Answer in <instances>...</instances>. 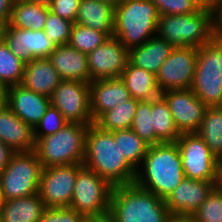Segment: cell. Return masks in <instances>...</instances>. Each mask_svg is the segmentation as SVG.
<instances>
[{"label": "cell", "mask_w": 222, "mask_h": 222, "mask_svg": "<svg viewBox=\"0 0 222 222\" xmlns=\"http://www.w3.org/2000/svg\"><path fill=\"white\" fill-rule=\"evenodd\" d=\"M83 165L113 187L135 182L136 170L126 161L111 131L91 123L86 133Z\"/></svg>", "instance_id": "6da1fadb"}, {"label": "cell", "mask_w": 222, "mask_h": 222, "mask_svg": "<svg viewBox=\"0 0 222 222\" xmlns=\"http://www.w3.org/2000/svg\"><path fill=\"white\" fill-rule=\"evenodd\" d=\"M184 178L177 143H160L149 146L134 183L165 200Z\"/></svg>", "instance_id": "7a4b0ae2"}, {"label": "cell", "mask_w": 222, "mask_h": 222, "mask_svg": "<svg viewBox=\"0 0 222 222\" xmlns=\"http://www.w3.org/2000/svg\"><path fill=\"white\" fill-rule=\"evenodd\" d=\"M109 217L112 222H167L171 214L164 199L132 183L113 188Z\"/></svg>", "instance_id": "3957f363"}, {"label": "cell", "mask_w": 222, "mask_h": 222, "mask_svg": "<svg viewBox=\"0 0 222 222\" xmlns=\"http://www.w3.org/2000/svg\"><path fill=\"white\" fill-rule=\"evenodd\" d=\"M218 34L215 13L199 9L195 13L161 15L157 25V36L174 48L200 47Z\"/></svg>", "instance_id": "277c9868"}, {"label": "cell", "mask_w": 222, "mask_h": 222, "mask_svg": "<svg viewBox=\"0 0 222 222\" xmlns=\"http://www.w3.org/2000/svg\"><path fill=\"white\" fill-rule=\"evenodd\" d=\"M158 20L151 0H123L114 9L113 36L130 50L157 35Z\"/></svg>", "instance_id": "5b68a950"}, {"label": "cell", "mask_w": 222, "mask_h": 222, "mask_svg": "<svg viewBox=\"0 0 222 222\" xmlns=\"http://www.w3.org/2000/svg\"><path fill=\"white\" fill-rule=\"evenodd\" d=\"M88 127L85 124L67 123L54 134L34 137V151L43 168L83 164Z\"/></svg>", "instance_id": "8992f818"}, {"label": "cell", "mask_w": 222, "mask_h": 222, "mask_svg": "<svg viewBox=\"0 0 222 222\" xmlns=\"http://www.w3.org/2000/svg\"><path fill=\"white\" fill-rule=\"evenodd\" d=\"M193 93L207 106L215 107L222 97V34L197 47Z\"/></svg>", "instance_id": "52a82bcc"}, {"label": "cell", "mask_w": 222, "mask_h": 222, "mask_svg": "<svg viewBox=\"0 0 222 222\" xmlns=\"http://www.w3.org/2000/svg\"><path fill=\"white\" fill-rule=\"evenodd\" d=\"M43 171L34 150L14 152L0 173V187L5 201L38 193Z\"/></svg>", "instance_id": "ba28073f"}, {"label": "cell", "mask_w": 222, "mask_h": 222, "mask_svg": "<svg viewBox=\"0 0 222 222\" xmlns=\"http://www.w3.org/2000/svg\"><path fill=\"white\" fill-rule=\"evenodd\" d=\"M113 186L84 165L76 176L70 207L85 218L109 216Z\"/></svg>", "instance_id": "9c48e42d"}, {"label": "cell", "mask_w": 222, "mask_h": 222, "mask_svg": "<svg viewBox=\"0 0 222 222\" xmlns=\"http://www.w3.org/2000/svg\"><path fill=\"white\" fill-rule=\"evenodd\" d=\"M176 143L185 178L219 181V160L197 133H182Z\"/></svg>", "instance_id": "30bf717a"}, {"label": "cell", "mask_w": 222, "mask_h": 222, "mask_svg": "<svg viewBox=\"0 0 222 222\" xmlns=\"http://www.w3.org/2000/svg\"><path fill=\"white\" fill-rule=\"evenodd\" d=\"M68 123H93L90 108V84L78 80H62L50 97Z\"/></svg>", "instance_id": "8fae6325"}, {"label": "cell", "mask_w": 222, "mask_h": 222, "mask_svg": "<svg viewBox=\"0 0 222 222\" xmlns=\"http://www.w3.org/2000/svg\"><path fill=\"white\" fill-rule=\"evenodd\" d=\"M196 64L197 48H174L156 75L159 91L191 89Z\"/></svg>", "instance_id": "7c38bea8"}, {"label": "cell", "mask_w": 222, "mask_h": 222, "mask_svg": "<svg viewBox=\"0 0 222 222\" xmlns=\"http://www.w3.org/2000/svg\"><path fill=\"white\" fill-rule=\"evenodd\" d=\"M83 164L43 168L39 196L46 207H70L77 173Z\"/></svg>", "instance_id": "4fadbf2b"}, {"label": "cell", "mask_w": 222, "mask_h": 222, "mask_svg": "<svg viewBox=\"0 0 222 222\" xmlns=\"http://www.w3.org/2000/svg\"><path fill=\"white\" fill-rule=\"evenodd\" d=\"M11 52L24 63L33 59L48 58L56 48L43 30H30L4 24L1 38Z\"/></svg>", "instance_id": "5bb4252c"}, {"label": "cell", "mask_w": 222, "mask_h": 222, "mask_svg": "<svg viewBox=\"0 0 222 222\" xmlns=\"http://www.w3.org/2000/svg\"><path fill=\"white\" fill-rule=\"evenodd\" d=\"M172 113L173 122L180 134L196 133L207 106L191 89L169 90L161 93Z\"/></svg>", "instance_id": "9a60e30c"}, {"label": "cell", "mask_w": 222, "mask_h": 222, "mask_svg": "<svg viewBox=\"0 0 222 222\" xmlns=\"http://www.w3.org/2000/svg\"><path fill=\"white\" fill-rule=\"evenodd\" d=\"M87 57L90 81L118 78L122 76L128 62V49L112 36Z\"/></svg>", "instance_id": "2e32d148"}, {"label": "cell", "mask_w": 222, "mask_h": 222, "mask_svg": "<svg viewBox=\"0 0 222 222\" xmlns=\"http://www.w3.org/2000/svg\"><path fill=\"white\" fill-rule=\"evenodd\" d=\"M218 182L184 178L164 200L171 216L191 217Z\"/></svg>", "instance_id": "e0dca14e"}, {"label": "cell", "mask_w": 222, "mask_h": 222, "mask_svg": "<svg viewBox=\"0 0 222 222\" xmlns=\"http://www.w3.org/2000/svg\"><path fill=\"white\" fill-rule=\"evenodd\" d=\"M7 106L33 129L51 105L50 98L18 84L7 88Z\"/></svg>", "instance_id": "ac0fdd59"}, {"label": "cell", "mask_w": 222, "mask_h": 222, "mask_svg": "<svg viewBox=\"0 0 222 222\" xmlns=\"http://www.w3.org/2000/svg\"><path fill=\"white\" fill-rule=\"evenodd\" d=\"M89 84L93 122H96L105 112L131 98L130 92L120 77L94 80Z\"/></svg>", "instance_id": "d6986e66"}, {"label": "cell", "mask_w": 222, "mask_h": 222, "mask_svg": "<svg viewBox=\"0 0 222 222\" xmlns=\"http://www.w3.org/2000/svg\"><path fill=\"white\" fill-rule=\"evenodd\" d=\"M0 141L13 152L34 150V129L7 105L0 111Z\"/></svg>", "instance_id": "ffe728a7"}, {"label": "cell", "mask_w": 222, "mask_h": 222, "mask_svg": "<svg viewBox=\"0 0 222 222\" xmlns=\"http://www.w3.org/2000/svg\"><path fill=\"white\" fill-rule=\"evenodd\" d=\"M48 59L62 80L91 82L87 55L74 49L69 44L57 45Z\"/></svg>", "instance_id": "44dd1931"}, {"label": "cell", "mask_w": 222, "mask_h": 222, "mask_svg": "<svg viewBox=\"0 0 222 222\" xmlns=\"http://www.w3.org/2000/svg\"><path fill=\"white\" fill-rule=\"evenodd\" d=\"M61 81L62 79L51 61L48 58H40L25 63L20 85L50 98Z\"/></svg>", "instance_id": "7402d4cb"}, {"label": "cell", "mask_w": 222, "mask_h": 222, "mask_svg": "<svg viewBox=\"0 0 222 222\" xmlns=\"http://www.w3.org/2000/svg\"><path fill=\"white\" fill-rule=\"evenodd\" d=\"M173 49L170 43L156 35L141 46L128 50V62L157 75Z\"/></svg>", "instance_id": "603a6c76"}, {"label": "cell", "mask_w": 222, "mask_h": 222, "mask_svg": "<svg viewBox=\"0 0 222 222\" xmlns=\"http://www.w3.org/2000/svg\"><path fill=\"white\" fill-rule=\"evenodd\" d=\"M115 7L101 0H81L75 23L113 36Z\"/></svg>", "instance_id": "cb8c5ba5"}, {"label": "cell", "mask_w": 222, "mask_h": 222, "mask_svg": "<svg viewBox=\"0 0 222 222\" xmlns=\"http://www.w3.org/2000/svg\"><path fill=\"white\" fill-rule=\"evenodd\" d=\"M46 206L39 193L4 201L0 210L2 222H40Z\"/></svg>", "instance_id": "d4e9b609"}, {"label": "cell", "mask_w": 222, "mask_h": 222, "mask_svg": "<svg viewBox=\"0 0 222 222\" xmlns=\"http://www.w3.org/2000/svg\"><path fill=\"white\" fill-rule=\"evenodd\" d=\"M132 98L139 101H150L161 96L157 86L156 75L127 62L120 77Z\"/></svg>", "instance_id": "484cf974"}, {"label": "cell", "mask_w": 222, "mask_h": 222, "mask_svg": "<svg viewBox=\"0 0 222 222\" xmlns=\"http://www.w3.org/2000/svg\"><path fill=\"white\" fill-rule=\"evenodd\" d=\"M48 6L26 0H16L8 25L11 27L44 30Z\"/></svg>", "instance_id": "4316f807"}, {"label": "cell", "mask_w": 222, "mask_h": 222, "mask_svg": "<svg viewBox=\"0 0 222 222\" xmlns=\"http://www.w3.org/2000/svg\"><path fill=\"white\" fill-rule=\"evenodd\" d=\"M209 147L211 153L222 158V109L207 107L201 125L196 132Z\"/></svg>", "instance_id": "83f0119b"}, {"label": "cell", "mask_w": 222, "mask_h": 222, "mask_svg": "<svg viewBox=\"0 0 222 222\" xmlns=\"http://www.w3.org/2000/svg\"><path fill=\"white\" fill-rule=\"evenodd\" d=\"M115 144L119 146L126 161L137 170L145 157L149 144L142 140L131 128L113 131Z\"/></svg>", "instance_id": "f1b7e54d"}, {"label": "cell", "mask_w": 222, "mask_h": 222, "mask_svg": "<svg viewBox=\"0 0 222 222\" xmlns=\"http://www.w3.org/2000/svg\"><path fill=\"white\" fill-rule=\"evenodd\" d=\"M153 128L160 143L176 142L180 136L172 118L170 108L162 96L152 100Z\"/></svg>", "instance_id": "f546056e"}, {"label": "cell", "mask_w": 222, "mask_h": 222, "mask_svg": "<svg viewBox=\"0 0 222 222\" xmlns=\"http://www.w3.org/2000/svg\"><path fill=\"white\" fill-rule=\"evenodd\" d=\"M139 100L130 98L105 112L95 123L107 131L130 129Z\"/></svg>", "instance_id": "4dcf8cb0"}, {"label": "cell", "mask_w": 222, "mask_h": 222, "mask_svg": "<svg viewBox=\"0 0 222 222\" xmlns=\"http://www.w3.org/2000/svg\"><path fill=\"white\" fill-rule=\"evenodd\" d=\"M25 63L17 58L5 42L0 40V86L8 88L21 83Z\"/></svg>", "instance_id": "1f68e13d"}, {"label": "cell", "mask_w": 222, "mask_h": 222, "mask_svg": "<svg viewBox=\"0 0 222 222\" xmlns=\"http://www.w3.org/2000/svg\"><path fill=\"white\" fill-rule=\"evenodd\" d=\"M108 38L109 36L104 32L74 23L68 44L74 49L88 55L108 40Z\"/></svg>", "instance_id": "d6a6232c"}, {"label": "cell", "mask_w": 222, "mask_h": 222, "mask_svg": "<svg viewBox=\"0 0 222 222\" xmlns=\"http://www.w3.org/2000/svg\"><path fill=\"white\" fill-rule=\"evenodd\" d=\"M131 129L147 144H160L153 128L152 100L139 101Z\"/></svg>", "instance_id": "836d02e7"}, {"label": "cell", "mask_w": 222, "mask_h": 222, "mask_svg": "<svg viewBox=\"0 0 222 222\" xmlns=\"http://www.w3.org/2000/svg\"><path fill=\"white\" fill-rule=\"evenodd\" d=\"M194 222H222V189L216 185L191 215Z\"/></svg>", "instance_id": "e575fe53"}, {"label": "cell", "mask_w": 222, "mask_h": 222, "mask_svg": "<svg viewBox=\"0 0 222 222\" xmlns=\"http://www.w3.org/2000/svg\"><path fill=\"white\" fill-rule=\"evenodd\" d=\"M73 25L74 22L57 16L50 11L48 6V14L43 31L56 46L69 43Z\"/></svg>", "instance_id": "d590c367"}, {"label": "cell", "mask_w": 222, "mask_h": 222, "mask_svg": "<svg viewBox=\"0 0 222 222\" xmlns=\"http://www.w3.org/2000/svg\"><path fill=\"white\" fill-rule=\"evenodd\" d=\"M68 122L64 116L53 106H49L45 115L34 128V137H46L58 132Z\"/></svg>", "instance_id": "8d00e7d4"}, {"label": "cell", "mask_w": 222, "mask_h": 222, "mask_svg": "<svg viewBox=\"0 0 222 222\" xmlns=\"http://www.w3.org/2000/svg\"><path fill=\"white\" fill-rule=\"evenodd\" d=\"M161 15L191 14L199 10L193 0H151Z\"/></svg>", "instance_id": "74e56055"}, {"label": "cell", "mask_w": 222, "mask_h": 222, "mask_svg": "<svg viewBox=\"0 0 222 222\" xmlns=\"http://www.w3.org/2000/svg\"><path fill=\"white\" fill-rule=\"evenodd\" d=\"M85 219L71 207H46L40 222H83Z\"/></svg>", "instance_id": "f35d334b"}, {"label": "cell", "mask_w": 222, "mask_h": 222, "mask_svg": "<svg viewBox=\"0 0 222 222\" xmlns=\"http://www.w3.org/2000/svg\"><path fill=\"white\" fill-rule=\"evenodd\" d=\"M80 2L81 0H52L49 9L57 16L75 23Z\"/></svg>", "instance_id": "ab89813d"}, {"label": "cell", "mask_w": 222, "mask_h": 222, "mask_svg": "<svg viewBox=\"0 0 222 222\" xmlns=\"http://www.w3.org/2000/svg\"><path fill=\"white\" fill-rule=\"evenodd\" d=\"M16 0H0V21L8 24Z\"/></svg>", "instance_id": "60d3db41"}, {"label": "cell", "mask_w": 222, "mask_h": 222, "mask_svg": "<svg viewBox=\"0 0 222 222\" xmlns=\"http://www.w3.org/2000/svg\"><path fill=\"white\" fill-rule=\"evenodd\" d=\"M199 9L210 10L214 13L218 11L222 4V0H193Z\"/></svg>", "instance_id": "b9f144b4"}, {"label": "cell", "mask_w": 222, "mask_h": 222, "mask_svg": "<svg viewBox=\"0 0 222 222\" xmlns=\"http://www.w3.org/2000/svg\"><path fill=\"white\" fill-rule=\"evenodd\" d=\"M13 153L14 152L7 145L0 141V173L9 163Z\"/></svg>", "instance_id": "7bdbcfd3"}, {"label": "cell", "mask_w": 222, "mask_h": 222, "mask_svg": "<svg viewBox=\"0 0 222 222\" xmlns=\"http://www.w3.org/2000/svg\"><path fill=\"white\" fill-rule=\"evenodd\" d=\"M216 27L219 34H222V4L218 11L215 13Z\"/></svg>", "instance_id": "ee69618b"}, {"label": "cell", "mask_w": 222, "mask_h": 222, "mask_svg": "<svg viewBox=\"0 0 222 222\" xmlns=\"http://www.w3.org/2000/svg\"><path fill=\"white\" fill-rule=\"evenodd\" d=\"M7 88L0 86V111L7 105Z\"/></svg>", "instance_id": "f6af8a7d"}, {"label": "cell", "mask_w": 222, "mask_h": 222, "mask_svg": "<svg viewBox=\"0 0 222 222\" xmlns=\"http://www.w3.org/2000/svg\"><path fill=\"white\" fill-rule=\"evenodd\" d=\"M167 222H194L191 217L186 216H171Z\"/></svg>", "instance_id": "bcb514c9"}, {"label": "cell", "mask_w": 222, "mask_h": 222, "mask_svg": "<svg viewBox=\"0 0 222 222\" xmlns=\"http://www.w3.org/2000/svg\"><path fill=\"white\" fill-rule=\"evenodd\" d=\"M111 219L109 216L100 218H86L83 222H109Z\"/></svg>", "instance_id": "7dc6e473"}, {"label": "cell", "mask_w": 222, "mask_h": 222, "mask_svg": "<svg viewBox=\"0 0 222 222\" xmlns=\"http://www.w3.org/2000/svg\"><path fill=\"white\" fill-rule=\"evenodd\" d=\"M26 1L40 3V4H43L45 6H49L50 3L52 2V0H26Z\"/></svg>", "instance_id": "c3c4849f"}, {"label": "cell", "mask_w": 222, "mask_h": 222, "mask_svg": "<svg viewBox=\"0 0 222 222\" xmlns=\"http://www.w3.org/2000/svg\"><path fill=\"white\" fill-rule=\"evenodd\" d=\"M101 1L107 2L115 7L119 5L123 0H101Z\"/></svg>", "instance_id": "681fc988"}, {"label": "cell", "mask_w": 222, "mask_h": 222, "mask_svg": "<svg viewBox=\"0 0 222 222\" xmlns=\"http://www.w3.org/2000/svg\"><path fill=\"white\" fill-rule=\"evenodd\" d=\"M4 198H3V195H2V191H1V187H0V210H1V208H2V206H3V204H4Z\"/></svg>", "instance_id": "f907efd6"}, {"label": "cell", "mask_w": 222, "mask_h": 222, "mask_svg": "<svg viewBox=\"0 0 222 222\" xmlns=\"http://www.w3.org/2000/svg\"><path fill=\"white\" fill-rule=\"evenodd\" d=\"M3 29H4V23L0 21V40L2 38Z\"/></svg>", "instance_id": "816d5d0a"}, {"label": "cell", "mask_w": 222, "mask_h": 222, "mask_svg": "<svg viewBox=\"0 0 222 222\" xmlns=\"http://www.w3.org/2000/svg\"><path fill=\"white\" fill-rule=\"evenodd\" d=\"M219 176H222V158L219 160Z\"/></svg>", "instance_id": "f5cc1de1"}, {"label": "cell", "mask_w": 222, "mask_h": 222, "mask_svg": "<svg viewBox=\"0 0 222 222\" xmlns=\"http://www.w3.org/2000/svg\"><path fill=\"white\" fill-rule=\"evenodd\" d=\"M218 186L222 189V176L219 178Z\"/></svg>", "instance_id": "db71d44e"}, {"label": "cell", "mask_w": 222, "mask_h": 222, "mask_svg": "<svg viewBox=\"0 0 222 222\" xmlns=\"http://www.w3.org/2000/svg\"><path fill=\"white\" fill-rule=\"evenodd\" d=\"M216 107H219L222 109V97H221L220 103Z\"/></svg>", "instance_id": "11a10c76"}]
</instances>
